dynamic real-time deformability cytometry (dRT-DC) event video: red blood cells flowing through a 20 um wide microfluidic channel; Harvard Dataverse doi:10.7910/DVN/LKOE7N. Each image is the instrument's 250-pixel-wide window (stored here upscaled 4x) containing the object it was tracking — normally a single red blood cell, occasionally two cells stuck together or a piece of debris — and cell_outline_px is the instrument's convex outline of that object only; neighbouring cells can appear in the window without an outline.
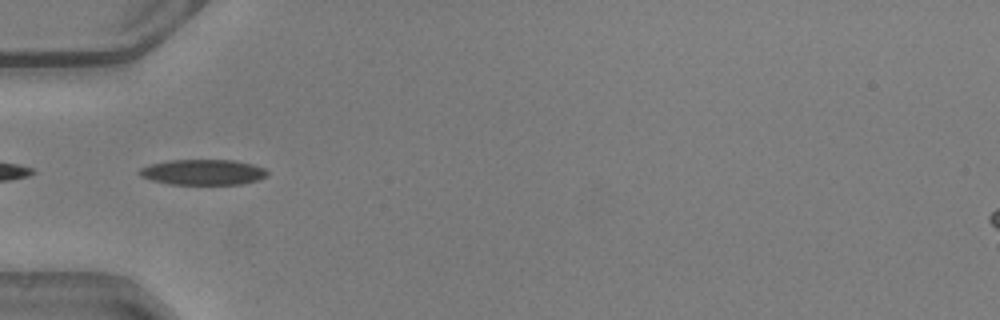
{"species": "common noctule bat (a hibernating species)", "species_latin": "Nyctalus noctula", "temperature_condition": "warm", "stored_images_in_passage": 3, "camera_frame_rate_fps": 3000, "um_per_image_px": 0.085, "animal": {"sex": "male", "body_mass_g": 20.5, "forearm_length_mm": 52.5}, "frame": {"image": 1, "passage_image": 2, "time_ms": 0.333, "image_size_px": [1000, 320], "cell_outline_px": [[268, 176], [256, 180], [240, 184], [168, 184], [152, 180], [140, 176], [136, 172], [140, 168], [148, 164], [168, 160], [232, 160], [252, 164], [264, 168], [268, 172]], "centroid_in_image_um": [17.2, 14.63], "position_along_channel_um": 67.8, "area_um2": 19.07}}